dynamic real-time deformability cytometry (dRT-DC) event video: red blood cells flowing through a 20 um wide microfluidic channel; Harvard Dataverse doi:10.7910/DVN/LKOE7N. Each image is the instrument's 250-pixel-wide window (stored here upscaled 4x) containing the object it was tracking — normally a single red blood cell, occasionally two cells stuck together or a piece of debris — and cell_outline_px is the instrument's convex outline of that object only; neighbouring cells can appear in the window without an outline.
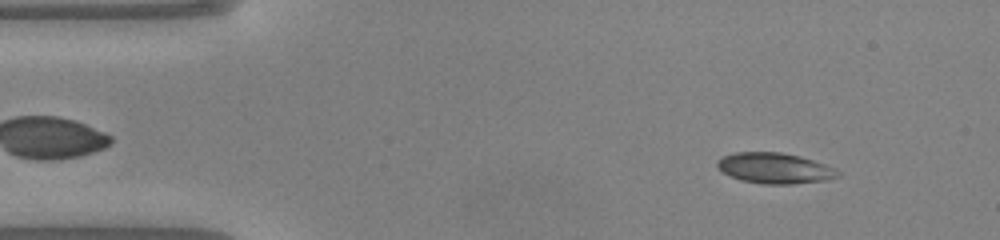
{"species": "common noctule bat (a hibernating species)", "species_latin": "Nyctalus noctula", "temperature_condition": "warm", "stored_images_in_passage": 47, "camera_frame_rate_fps": 3000, "um_per_image_px": 0.085, "animal": {"sex": "male", "body_mass_g": 20.0, "forearm_length_mm": 53.3}, "frame": {"image": 1, "passage_image": 4, "time_ms": 1.0, "image_size_px": [1000, 240], "cell_outline_px": [[840, 176], [824, 180], [792, 184], [764, 184], [740, 180], [716, 168], [716, 160], [724, 156], [736, 152], [780, 152], [800, 156], [836, 168], [840, 172]], "centroid_in_image_um": [65.84, 14.29], "position_along_channel_um": 19.2, "area_um2": 21.5}}
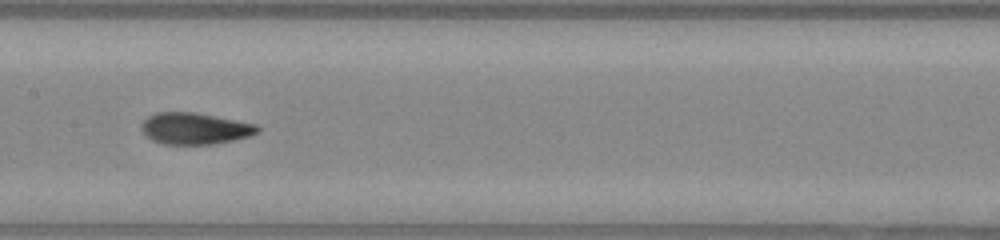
{"frame": {"image": 2, "passage_image": 22, "time_ms": 7.0, "image_size_px": [1000, 240], "cell_outline_px": [[260, 128], [256, 132], [248, 136], [232, 140], [212, 144], [164, 144], [152, 140], [144, 132], [140, 124], [148, 116], [156, 112], [192, 112], [256, 124]], "centroid_in_image_um": [16.52, 10.92], "position_along_channel_um": 190.9, "area_um2": 20.92}}
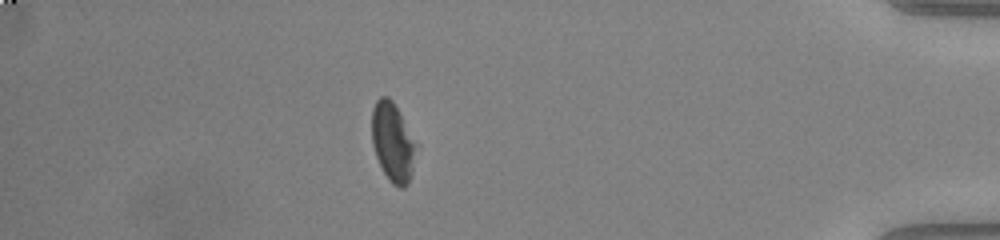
{"frame": {"image": 3, "passage_image": 41, "time_ms": 13.333, "image_size_px": [1000, 240], "cell_outline_px": [[412, 172], [408, 184], [404, 188], [400, 188], [392, 184], [388, 180], [376, 156], [372, 144], [372, 108], [376, 100], [380, 96], [388, 96], [392, 100], [400, 116], [412, 144]], "centroid_in_image_um": [33.28, 12.11], "position_along_channel_um": 401.9, "area_um2": 19.13}, "authors_computed_cell_mechanics": {"area_um2": 20.9236, "velocity_mm_per_s": 4.1114, "shape_relaxation_time_tau1_ms": 4.9075, "shape_relaxation_time_tau2_ms": 1.6364, "deformation_change_tau1": 0.1557, "deformation_change_tau2": 0.0609}}